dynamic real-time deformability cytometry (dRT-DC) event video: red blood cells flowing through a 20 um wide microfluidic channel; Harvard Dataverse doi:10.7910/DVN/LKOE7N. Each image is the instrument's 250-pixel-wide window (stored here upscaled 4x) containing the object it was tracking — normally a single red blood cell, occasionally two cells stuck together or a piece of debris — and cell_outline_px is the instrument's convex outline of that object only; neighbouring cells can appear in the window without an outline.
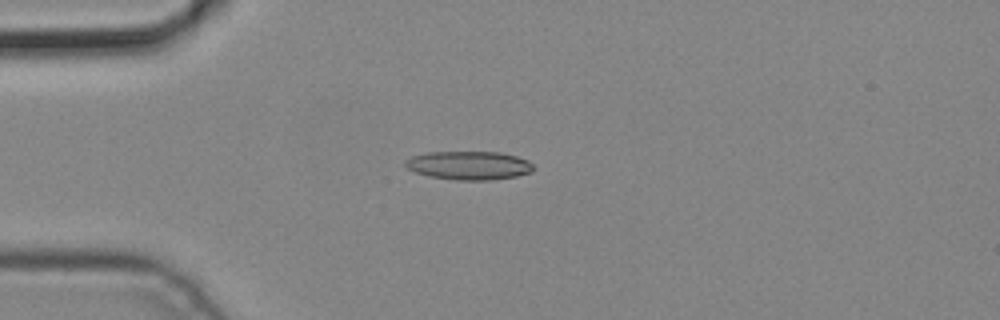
{"species": "common noctule bat (a hibernating species)", "species_latin": "Nyctalus noctula", "temperature_condition": "cold", "stored_images_in_passage": 4, "camera_frame_rate_fps": 3000, "um_per_image_px": 0.085, "animal": {"sex": "male", "body_mass_g": 19.2, "forearm_length_mm": 51.8}, "frame": {"image": 1, "passage_image": 4, "time_ms": 1.0, "image_size_px": [1000, 320], "cell_outline_px": [[536, 168], [532, 172], [516, 176], [488, 180], [456, 180], [432, 176], [416, 172], [408, 168], [404, 164], [404, 160], [412, 156], [428, 152], [500, 152], [516, 156], [528, 160]], "centroid_in_image_um": [39.89, 14.05], "position_along_channel_um": 45.1, "area_um2": 21.27}}